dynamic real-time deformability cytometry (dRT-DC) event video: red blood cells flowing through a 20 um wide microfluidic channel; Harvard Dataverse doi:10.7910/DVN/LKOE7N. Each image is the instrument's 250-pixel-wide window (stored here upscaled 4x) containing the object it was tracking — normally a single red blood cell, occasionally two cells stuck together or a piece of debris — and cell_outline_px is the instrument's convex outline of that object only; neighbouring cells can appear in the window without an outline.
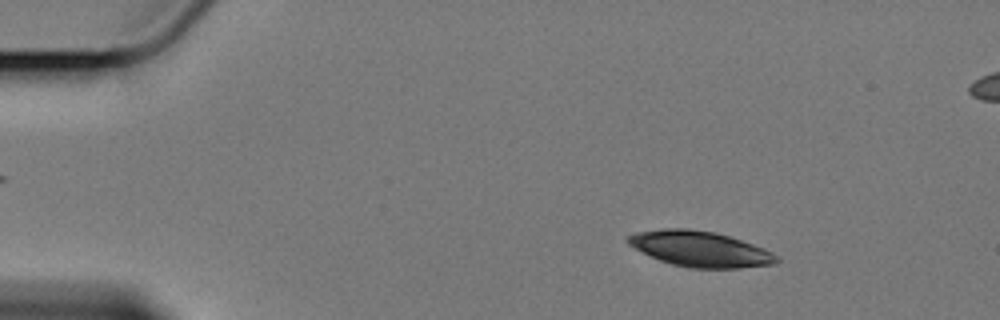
{"species": "Egyptian fruit bat (a non-hibernating species)", "species_latin": "Rousettus aegyptiacus", "temperature_condition": "cold", "stored_images_in_passage": 19, "camera_frame_rate_fps": 3000, "um_per_image_px": 0.085, "animal": {"sex": "female"}, "frame": {"image": 1, "passage_image": 1, "time_ms": 0.0, "image_size_px": [1000, 320], "cell_outline_px": [[780, 260], [776, 264], [740, 268], [688, 268], [672, 264], [660, 260], [628, 244], [624, 240], [624, 236], [636, 232], [664, 228], [688, 228], [716, 232], [764, 248], [780, 256]], "centroid_in_image_um": [59.52, 21.16], "position_along_channel_um": 25.5, "area_um2": 30.92}}